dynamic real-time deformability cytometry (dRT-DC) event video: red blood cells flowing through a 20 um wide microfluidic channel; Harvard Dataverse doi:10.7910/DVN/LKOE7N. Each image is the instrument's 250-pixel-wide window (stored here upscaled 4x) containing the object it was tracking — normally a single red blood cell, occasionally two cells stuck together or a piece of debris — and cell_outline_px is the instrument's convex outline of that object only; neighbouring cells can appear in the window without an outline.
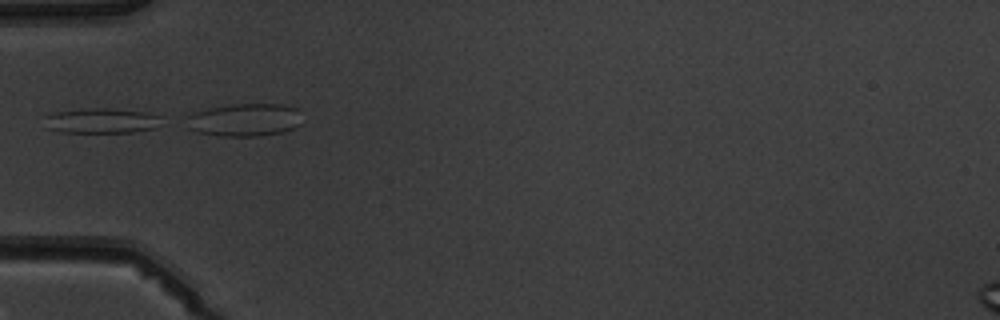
{"species": "common noctule bat (a hibernating species)", "species_latin": "Nyctalus noctula", "temperature_condition": "warm", "stored_images_in_passage": 7, "camera_frame_rate_fps": 3000, "um_per_image_px": 0.085, "animal": {"sex": "male", "body_mass_g": 19.5, "forearm_length_mm": 54.6}, "frame": {"image": 1, "passage_image": 4, "time_ms": 4.333, "image_size_px": [1000, 320], "cell_outline_px": [[160, 116], [156, 128], [132, 132], [60, 132], [44, 128], [44, 116], [56, 112], [80, 108], [112, 108], [148, 112]], "centroid_in_image_um": [8.55, 10.25], "position_along_channel_um": 76.5, "area_um2": 17.34}}
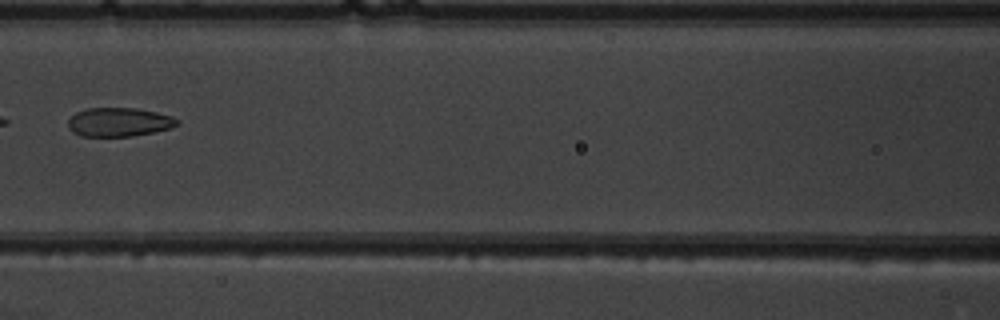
{"frame": {"image": 2, "passage_image": 6, "time_ms": 6.667, "image_size_px": [1000, 320], "cell_outline_px": [[180, 124], [172, 128], [132, 136], [80, 136], [68, 124], [68, 120], [76, 112], [88, 108], [136, 108], [156, 112], [172, 116], [180, 120]], "centroid_in_image_um": [10.18, 10.37], "position_along_channel_um": 156.4, "area_um2": 18.21}}
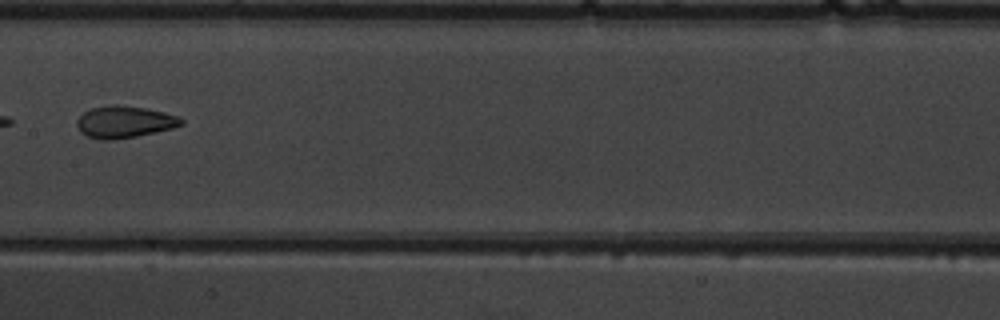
{"frame": {"image": 3, "passage_image": 7, "time_ms": 7.667, "image_size_px": [1000, 320], "cell_outline_px": [[184, 124], [172, 128], [136, 136], [112, 140], [104, 140], [88, 136], [80, 132], [76, 124], [76, 120], [84, 112], [92, 108], [112, 104], [120, 104], [144, 108], [164, 112], [180, 116], [184, 120]], "centroid_in_image_um": [10.58, 10.35], "position_along_channel_um": 196.8, "area_um2": 19.42}}